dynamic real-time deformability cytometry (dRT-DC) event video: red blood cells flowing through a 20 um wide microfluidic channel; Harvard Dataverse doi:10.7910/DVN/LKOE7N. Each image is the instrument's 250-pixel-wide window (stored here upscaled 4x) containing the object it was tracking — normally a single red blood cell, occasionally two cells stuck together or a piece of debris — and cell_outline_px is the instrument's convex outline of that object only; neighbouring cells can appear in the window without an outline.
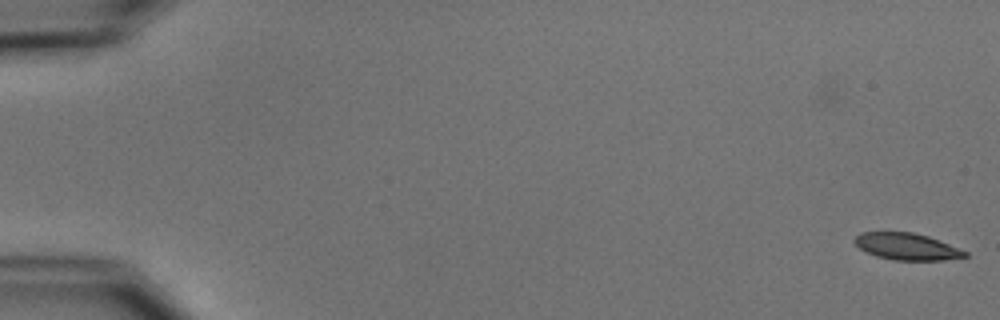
{"species": "common noctule bat (a hibernating species)", "species_latin": "Nyctalus noctula", "temperature_condition": "cold", "stored_images_in_passage": 54, "camera_frame_rate_fps": 3000, "um_per_image_px": 0.085, "animal": {"sex": "male", "body_mass_g": 15.6}, "frame": {"image": 1, "passage_image": 1, "time_ms": 0.0, "image_size_px": [1000, 320], "cell_outline_px": [[968, 256], [944, 260], [892, 260], [876, 256], [860, 248], [852, 240], [860, 232], [912, 232], [928, 236], [968, 252]], "centroid_in_image_um": [77.06, 20.95], "position_along_channel_um": 7.9, "area_um2": 17.11}}
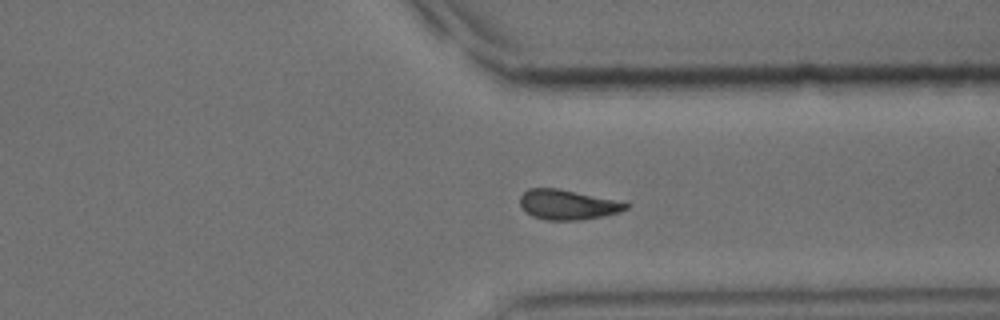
{"frame": {"image": 2, "passage_image": 42, "time_ms": 13.667, "image_size_px": [1000, 320], "cell_outline_px": [[628, 208], [620, 212], [580, 220], [548, 220], [532, 216], [524, 212], [520, 204], [520, 196], [528, 188], [556, 188], [612, 200], [628, 204]], "centroid_in_image_um": [48.16, 17.4], "position_along_channel_um": 363.2, "area_um2": 18.03}}
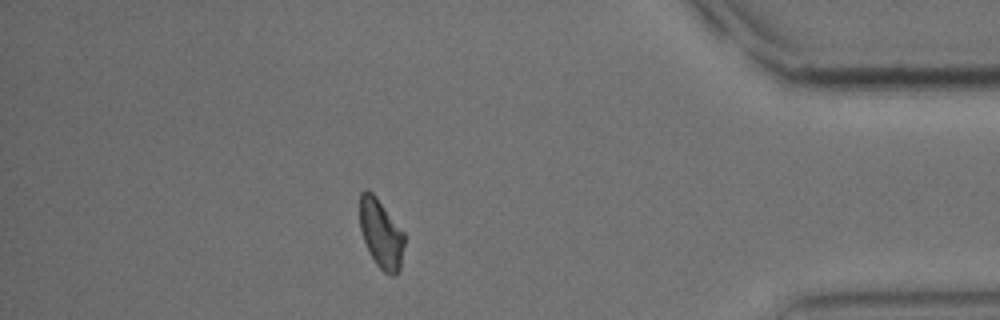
{"frame": {"image": 3, "passage_image": 48, "time_ms": 15.667, "image_size_px": [1000, 320], "cell_outline_px": [[404, 244], [400, 272], [396, 276], [392, 276], [384, 272], [376, 264], [364, 240], [360, 228], [360, 192], [364, 188], [368, 188], [376, 196], [404, 232]], "centroid_in_image_um": [32.4, 19.86], "position_along_channel_um": 402.8, "area_um2": 17.98}, "authors_computed_cell_mechanics": {"area_um2": 18.6405, "velocity_mm_per_s": 3.7485, "shape_relaxation_time_tau1_ms": 3.1717, "shape_relaxation_time_tau2_ms": null, "deformation_change_tau1": 0.113, "deformation_change_tau2": null}}